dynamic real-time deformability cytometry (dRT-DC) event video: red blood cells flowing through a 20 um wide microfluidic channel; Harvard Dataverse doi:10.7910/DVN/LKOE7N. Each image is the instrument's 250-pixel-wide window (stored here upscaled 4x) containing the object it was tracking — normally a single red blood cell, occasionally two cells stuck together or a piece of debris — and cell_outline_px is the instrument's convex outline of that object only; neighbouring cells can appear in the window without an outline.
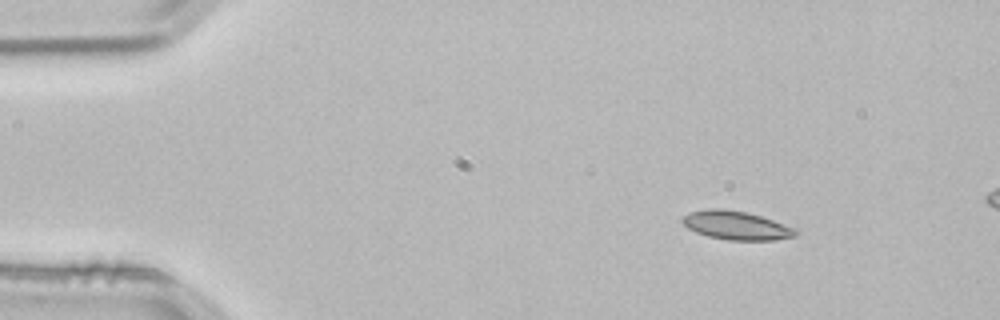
{"species": "common noctule bat (a hibernating species)", "species_latin": "Nyctalus noctula", "temperature_condition": "room temperature", "stored_images_in_passage": 48, "camera_frame_rate_fps": 3000, "um_per_image_px": 0.085, "animal": {"sex": "male", "body_mass_g": 21.5, "forearm_length_mm": 52.0}, "frame": {"image": 1, "passage_image": 1, "time_ms": 0.0, "image_size_px": [1000, 320], "cell_outline_px": [[800, 232], [796, 236], [772, 240], [728, 240], [708, 236], [696, 232], [688, 228], [680, 220], [688, 212], [708, 208], [724, 208], [748, 212], [800, 228]], "centroid_in_image_um": [62.64, 19.15], "position_along_channel_um": 22.4, "area_um2": 19.31}}
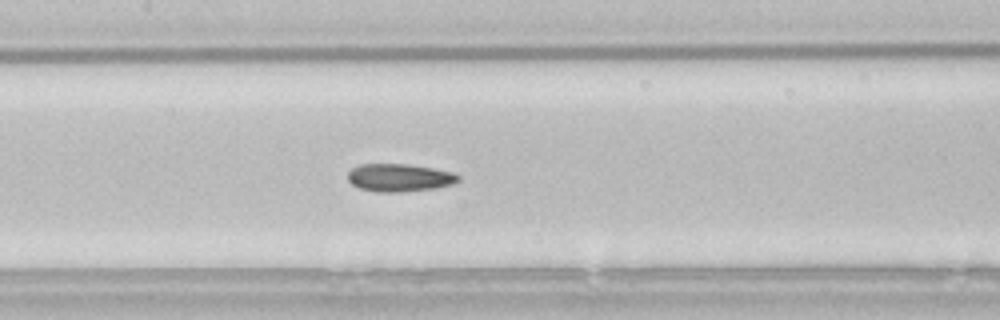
{"frame": {"image": 2, "passage_image": 19, "time_ms": 6.0, "image_size_px": [1000, 320], "cell_outline_px": [[460, 180], [452, 184], [436, 188], [404, 192], [376, 192], [360, 188], [352, 184], [348, 180], [348, 172], [352, 168], [360, 164], [408, 164], [432, 168], [452, 172], [460, 176]], "centroid_in_image_um": [33.95, 15.1], "position_along_channel_um": 173.5, "area_um2": 17.98}}
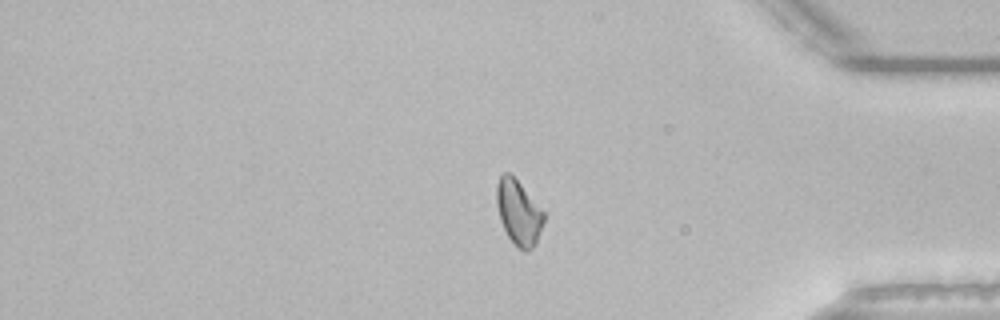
{"frame": {"image": 3, "passage_image": 38, "time_ms": 12.333, "image_size_px": [1000, 320], "cell_outline_px": [[544, 220], [536, 244], [528, 252], [524, 252], [508, 236], [500, 220], [496, 204], [496, 184], [500, 176], [504, 172], [508, 172], [520, 184], [544, 212]], "centroid_in_image_um": [44.06, 18.07], "position_along_channel_um": 391.1, "area_um2": 17.57}}